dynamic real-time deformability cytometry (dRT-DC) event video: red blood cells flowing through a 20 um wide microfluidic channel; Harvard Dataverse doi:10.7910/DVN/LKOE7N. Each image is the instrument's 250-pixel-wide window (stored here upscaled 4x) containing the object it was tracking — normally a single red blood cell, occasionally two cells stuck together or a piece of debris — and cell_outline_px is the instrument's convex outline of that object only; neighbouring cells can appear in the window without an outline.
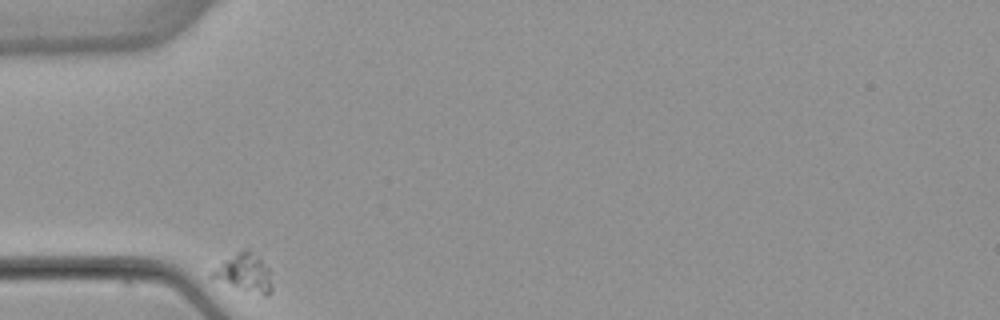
{"species": "common noctule bat (a hibernating species)", "species_latin": "Nyctalus noctula", "temperature_condition": "warm", "stored_images_in_passage": 18, "camera_frame_rate_fps": 3000, "um_per_image_px": 0.085, "animal": {"sex": "female", "body_mass_g": 22.7, "forearm_length_mm": 54.2}, "frame": {"image": 1, "passage_image": 1, "time_ms": 0.0, "image_size_px": [1000, 320], "cell_outline_px": [[272, 292], [264, 296], [208, 276], [208, 272], [224, 260], [244, 248], [248, 248], [268, 268], [272, 284]], "centroid_in_image_um": [20.77, 23.17], "position_along_channel_um": 64.2, "area_um2": 12.83}}
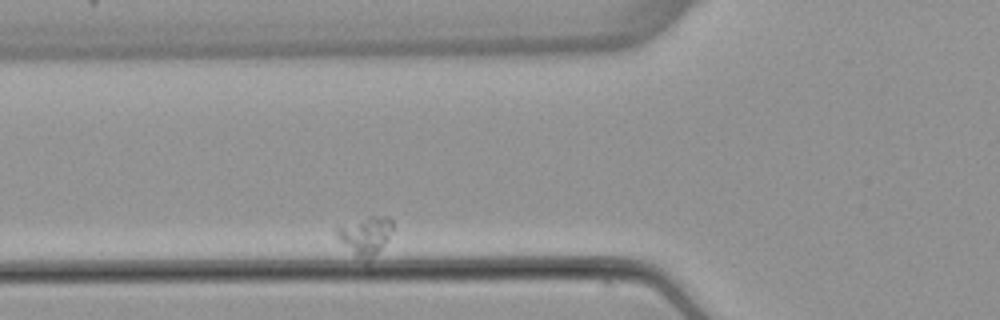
{"frame": {"image": 2, "passage_image": 5, "time_ms": 1.333, "image_size_px": [1000, 320], "cell_outline_px": [[392, 228], [388, 236], [380, 248], [368, 264], [364, 264], [336, 236], [336, 228], [368, 216], [388, 216], [392, 220]], "centroid_in_image_um": [31.06, 20.06], "position_along_channel_um": 94.7, "area_um2": 12.25}}
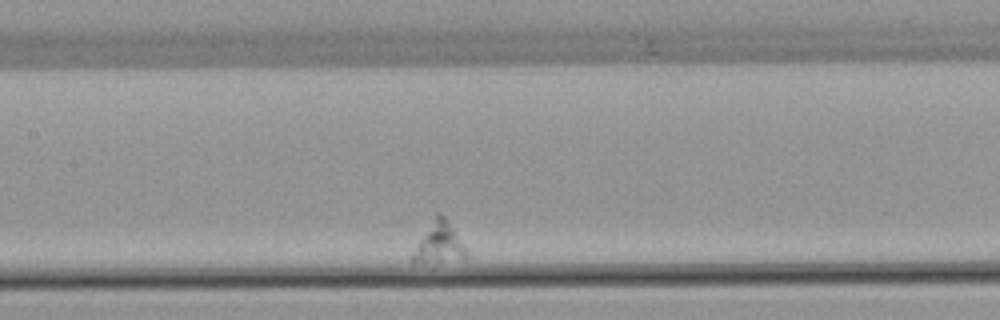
{"frame": {"image": 3, "passage_image": 14, "time_ms": 4.333, "image_size_px": [1000, 320], "cell_outline_px": [[468, 260], [412, 264], [408, 260], [436, 212], [440, 212], [444, 216], [468, 252]], "centroid_in_image_um": [37.3, 20.73], "position_along_channel_um": 170.1, "area_um2": 12.95}}